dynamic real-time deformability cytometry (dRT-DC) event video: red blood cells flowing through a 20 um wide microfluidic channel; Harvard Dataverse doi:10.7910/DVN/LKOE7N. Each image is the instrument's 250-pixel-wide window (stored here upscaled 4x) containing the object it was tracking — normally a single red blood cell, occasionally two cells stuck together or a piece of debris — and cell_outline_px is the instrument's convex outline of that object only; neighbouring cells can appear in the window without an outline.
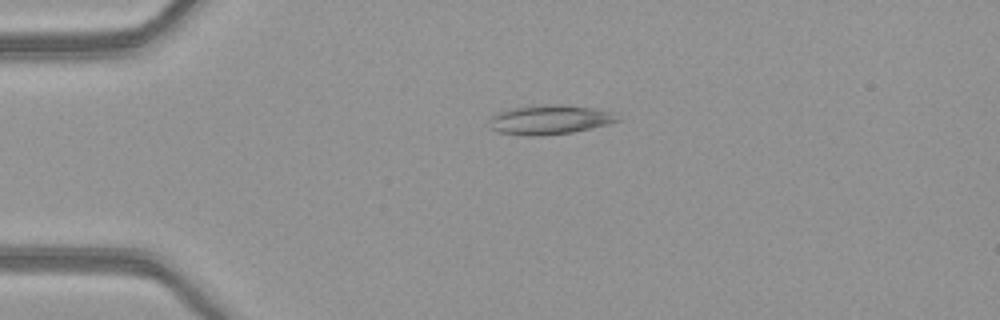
{"species": "common noctule bat (a hibernating species)", "species_latin": "Nyctalus noctula", "temperature_condition": "warm", "stored_images_in_passage": 4, "camera_frame_rate_fps": 3000, "um_per_image_px": 0.085, "animal": {"sex": "female", "body_mass_g": 21.9}, "frame": {"image": 1, "passage_image": 3, "time_ms": 0.667, "image_size_px": [1000, 320], "cell_outline_px": [[620, 120], [608, 124], [572, 132], [540, 136], [528, 136], [496, 132], [488, 128], [492, 116], [500, 112], [512, 108], [548, 104], [560, 104], [592, 108], [616, 112]], "centroid_in_image_um": [46.72, 10.18], "position_along_channel_um": 38.3, "area_um2": 21.96}}